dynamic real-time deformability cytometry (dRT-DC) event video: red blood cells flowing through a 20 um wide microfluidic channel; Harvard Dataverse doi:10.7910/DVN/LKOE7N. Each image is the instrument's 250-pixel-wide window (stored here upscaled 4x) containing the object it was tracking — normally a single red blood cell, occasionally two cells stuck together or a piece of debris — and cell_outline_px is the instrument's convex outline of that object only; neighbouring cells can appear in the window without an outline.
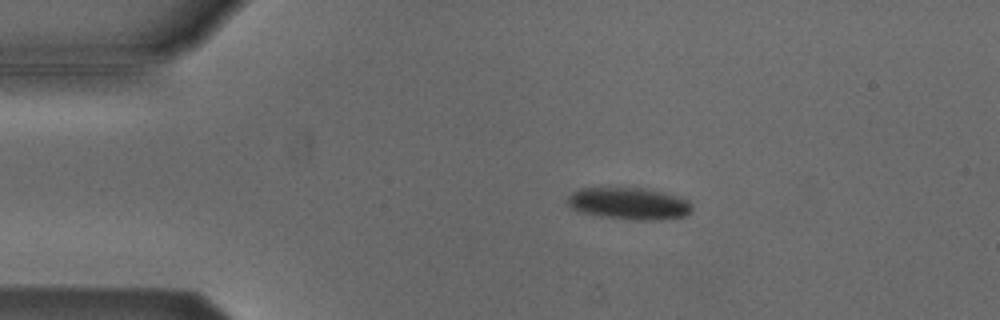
{"species": "Egyptian fruit bat (a non-hibernating species)", "species_latin": "Rousettus aegyptiacus", "temperature_condition": "cold", "stored_images_in_passage": 53, "camera_frame_rate_fps": 3000, "um_per_image_px": 0.085, "animal": {"sex": "male"}, "frame": {"image": 1, "passage_image": 10, "time_ms": 3.0, "image_size_px": [1000, 320], "cell_outline_px": [[692, 212], [684, 216], [660, 220], [632, 220], [600, 216], [580, 212], [572, 208], [564, 200], [572, 192], [580, 188], [644, 188], [660, 192], [688, 200], [692, 204]], "centroid_in_image_um": [53.43, 17.31], "position_along_channel_um": 31.6, "area_um2": 23.24}}
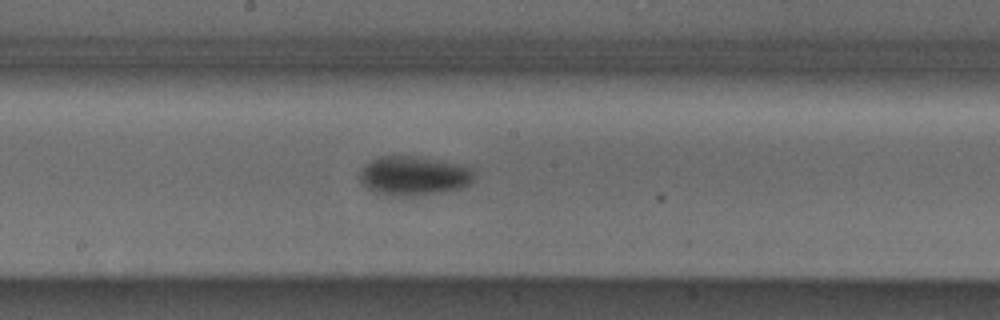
{"frame": {"image": 2, "passage_image": 28, "time_ms": 9.0, "image_size_px": [1000, 320], "cell_outline_px": [[472, 184], [464, 188], [440, 192], [412, 196], [388, 196], [368, 188], [360, 180], [360, 168], [372, 160], [380, 156], [412, 156], [436, 160], [456, 164], [472, 168]], "centroid_in_image_um": [35.16, 14.95], "position_along_channel_um": 213.0, "area_um2": 25.89}}
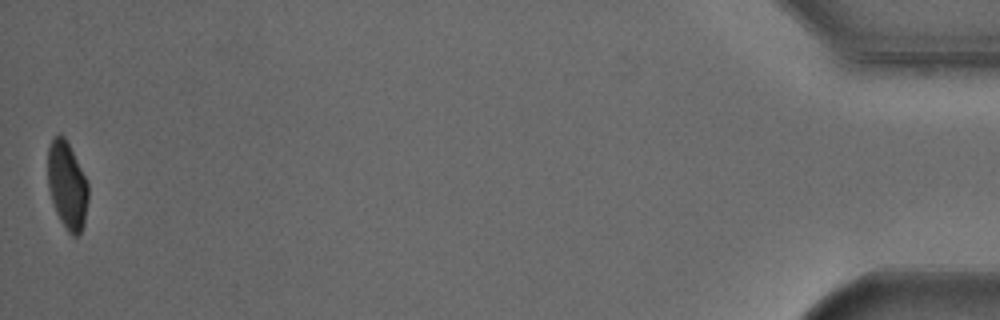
{"frame": {"image": 3, "passage_image": 53, "time_ms": 17.333, "image_size_px": [1000, 320], "cell_outline_px": [[88, 200], [84, 224], [80, 232], [76, 236], [72, 236], [68, 232], [60, 220], [56, 212], [52, 200], [48, 184], [48, 148], [52, 136], [60, 132], [64, 136], [88, 184]], "centroid_in_image_um": [5.69, 15.75], "position_along_channel_um": 429.5, "area_um2": 20.4}, "authors_computed_cell_mechanics": {"area_um2": 23.4668, "velocity_mm_per_s": 3.8022, "shape_relaxation_time_tau1_ms": 3.7822, "shape_relaxation_time_tau2_ms": 4.3788, "deformation_change_tau1": 0.1079, "deformation_change_tau2": 0.0522}}